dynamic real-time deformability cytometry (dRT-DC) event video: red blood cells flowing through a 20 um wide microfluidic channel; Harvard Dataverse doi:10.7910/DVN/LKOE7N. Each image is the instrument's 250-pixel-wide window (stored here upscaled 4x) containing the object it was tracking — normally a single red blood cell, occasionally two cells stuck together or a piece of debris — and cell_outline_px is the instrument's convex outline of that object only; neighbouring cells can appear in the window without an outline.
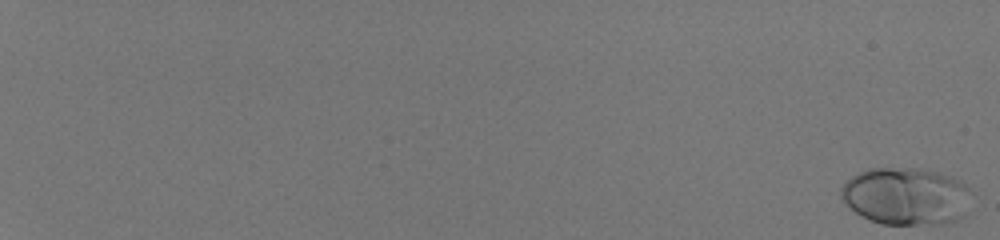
{"species": "human", "species_latin": "Homo sapiens", "temperature_condition": "room temperature", "stored_images_in_passage": 56, "camera_frame_rate_fps": 3000, "um_per_image_px": 0.085, "donor": {"sex": "male"}, "frame": {"image": 1, "passage_image": 1, "time_ms": 0.0, "image_size_px": [1000, 240], "cell_outline_px": [[968, 188], [964, 216], [956, 220], [940, 224], [880, 224], [856, 212], [840, 196], [840, 188], [852, 176], [868, 168], [916, 168], [940, 172], [952, 176], [960, 180]], "centroid_in_image_um": [76.99, 16.66], "position_along_channel_um": 8.0, "area_um2": 43.18}}
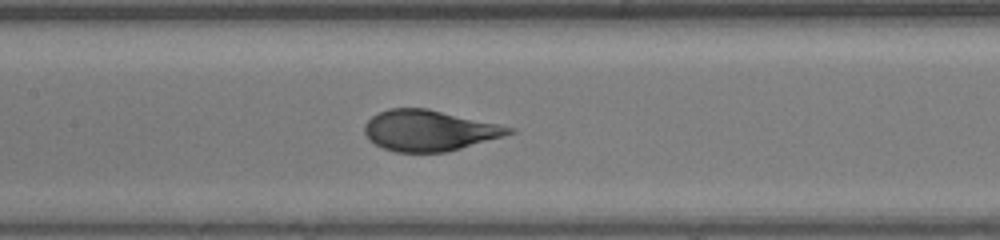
{"frame": {"image": 2, "passage_image": 34, "time_ms": 11.0, "image_size_px": [1000, 240], "cell_outline_px": [[516, 132], [504, 136], [460, 148], [444, 152], [396, 152], [384, 148], [368, 140], [364, 132], [364, 124], [372, 116], [388, 108], [428, 108], [500, 124], [516, 128]], "centroid_in_image_um": [36.49, 11.08], "position_along_channel_um": 170.9, "area_um2": 34.39}}
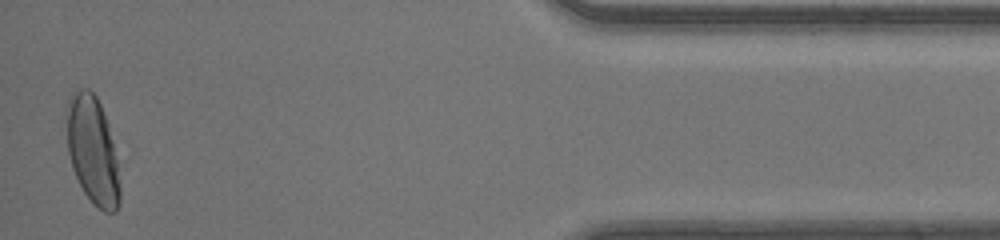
{"frame": {"image": 3, "passage_image": 56, "time_ms": 18.333, "image_size_px": [1000, 240], "cell_outline_px": [[120, 204], [116, 212], [104, 212], [84, 192], [72, 168], [68, 152], [64, 108], [72, 92], [80, 88], [88, 88], [96, 96], [100, 104], [108, 124], [116, 160], [120, 184]], "centroid_in_image_um": [7.83, 12.73], "position_along_channel_um": 427.4, "area_um2": 33.52}, "authors_computed_cell_mechanics": {"area_um2": 35.6048, "velocity_mm_per_s": 4.1573, "shape_relaxation_time_tau1_ms": 4.3752, "shape_relaxation_time_tau2_ms": null, "deformation_change_tau1": 0.1973, "deformation_change_tau2": null}}